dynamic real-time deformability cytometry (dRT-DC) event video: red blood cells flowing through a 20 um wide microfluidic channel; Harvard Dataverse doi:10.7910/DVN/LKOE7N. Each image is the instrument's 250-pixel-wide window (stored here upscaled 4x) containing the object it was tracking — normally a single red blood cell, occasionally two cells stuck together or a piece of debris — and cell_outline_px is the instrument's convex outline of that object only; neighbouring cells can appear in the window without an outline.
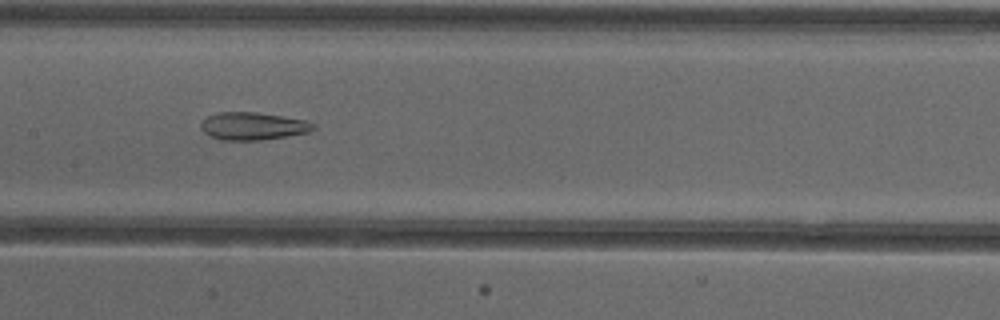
{"species": "common noctule bat (a hibernating species)", "species_latin": "Nyctalus noctula", "temperature_condition": "cold", "stored_images_in_passage": 37, "camera_frame_rate_fps": 3000, "um_per_image_px": 0.085, "animal": {"sex": "female"}, "frame": {"image": 1, "passage_image": 11, "time_ms": 3.333, "image_size_px": [1000, 320], "cell_outline_px": [[316, 128], [308, 132], [260, 140], [220, 140], [204, 132], [200, 128], [200, 124], [208, 116], [220, 112], [256, 112], [284, 116], [304, 120], [316, 124]], "centroid_in_image_um": [21.5, 10.71], "position_along_channel_um": 185.9, "area_um2": 17.98}, "authors_computed_cell_mechanics": {"area_um2": 20.1722, "velocity_mm_per_s": 3.9055, "shape_relaxation_time_tau1_ms": null, "shape_relaxation_time_tau2_ms": 2.8606, "deformation_change_tau1": null, "deformation_change_tau2": 0.1309}}